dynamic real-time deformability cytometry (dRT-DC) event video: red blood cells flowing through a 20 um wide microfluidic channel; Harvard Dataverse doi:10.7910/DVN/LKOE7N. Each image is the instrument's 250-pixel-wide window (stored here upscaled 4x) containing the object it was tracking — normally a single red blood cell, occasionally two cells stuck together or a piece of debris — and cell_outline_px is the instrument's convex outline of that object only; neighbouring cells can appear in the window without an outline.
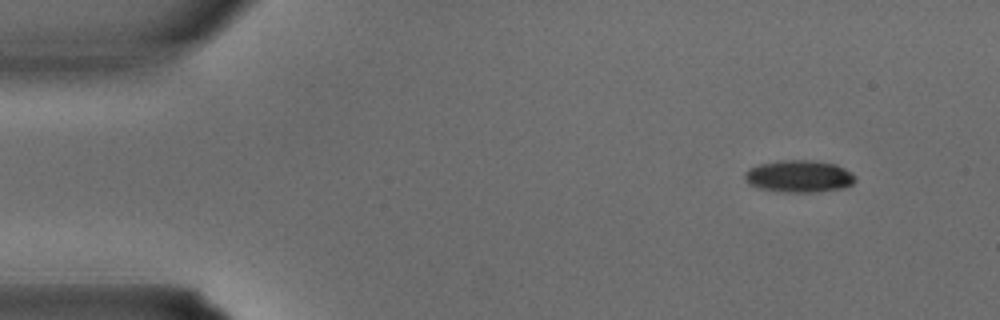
{"species": "common noctule bat (a hibernating species)", "species_latin": "Nyctalus noctula", "temperature_condition": "warm", "stored_images_in_passage": 4, "camera_frame_rate_fps": 3000, "um_per_image_px": 0.085, "animal": {"sex": "male", "body_mass_g": 15.6}, "frame": {"image": 1, "passage_image": 1, "time_ms": 0.0, "image_size_px": [1000, 320], "cell_outline_px": [[856, 180], [852, 184], [844, 188], [816, 192], [784, 192], [756, 188], [748, 184], [744, 176], [744, 172], [748, 168], [760, 164], [784, 160], [808, 160], [836, 164], [852, 172], [856, 176]], "centroid_in_image_um": [67.92, 14.99], "position_along_channel_um": 17.1, "area_um2": 20.87}}
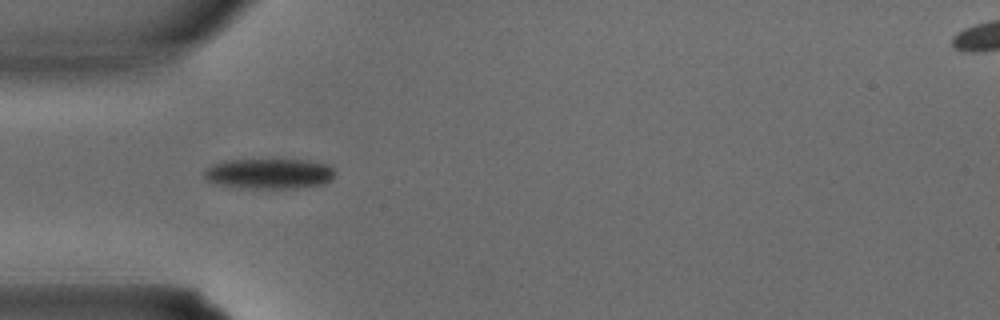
{"frame": {"image": 2, "passage_image": 3, "time_ms": 0.667, "image_size_px": [1000, 320], "cell_outline_px": [[336, 176], [332, 180], [324, 184], [296, 188], [240, 188], [216, 184], [208, 180], [204, 176], [204, 168], [212, 164], [224, 160], [308, 160], [332, 164], [336, 168]], "centroid_in_image_um": [22.95, 14.75], "position_along_channel_um": 62.1, "area_um2": 23.64}}
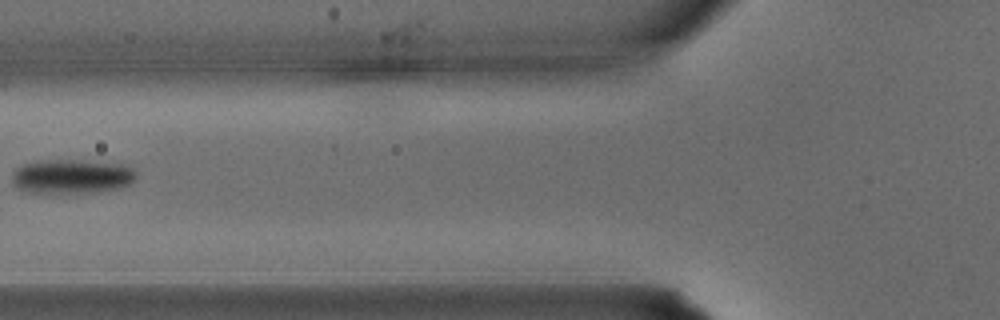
{"frame": {"image": 3, "passage_image": 4, "time_ms": 1.0, "image_size_px": [1000, 320], "cell_outline_px": [[136, 176], [132, 184], [120, 188], [100, 192], [28, 192], [16, 188], [12, 180], [12, 172], [20, 164], [36, 160], [76, 160], [120, 164], [132, 168], [136, 172]], "centroid_in_image_um": [6.08, 14.99], "position_along_channel_um": 119.7, "area_um2": 24.97}}